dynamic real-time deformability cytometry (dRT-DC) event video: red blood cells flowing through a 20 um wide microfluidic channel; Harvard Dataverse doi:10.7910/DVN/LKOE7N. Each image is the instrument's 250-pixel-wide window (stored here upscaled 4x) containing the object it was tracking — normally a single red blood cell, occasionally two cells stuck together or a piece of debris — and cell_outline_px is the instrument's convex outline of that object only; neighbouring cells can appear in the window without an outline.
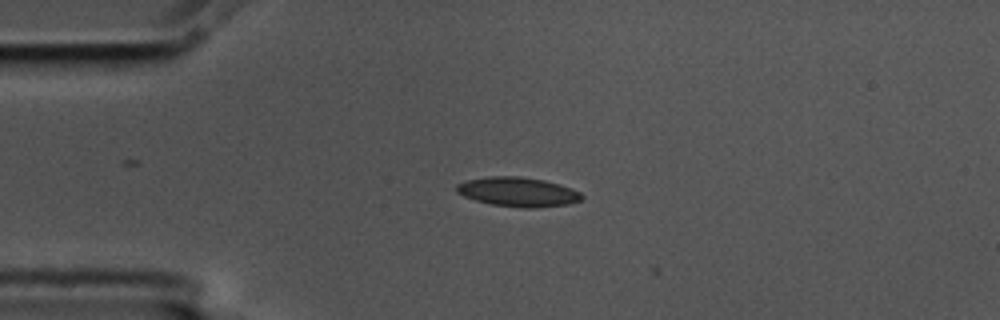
{"species": "common noctule bat (a hibernating species)", "species_latin": "Nyctalus noctula", "temperature_condition": "cold", "stored_images_in_passage": 9, "camera_frame_rate_fps": 3000, "um_per_image_px": 0.085, "animal": {"sex": "male", "body_mass_g": 17.5, "forearm_length_mm": 52.3}, "frame": {"image": 1, "passage_image": 4, "time_ms": 1.0, "image_size_px": [1000, 320], "cell_outline_px": [[584, 196], [580, 200], [568, 204], [536, 208], [524, 208], [492, 204], [476, 200], [464, 196], [456, 192], [456, 184], [468, 180], [488, 176], [520, 176], [544, 180], [560, 184], [572, 188], [580, 192]], "centroid_in_image_um": [44.04, 16.31], "position_along_channel_um": 41.0, "area_um2": 21.44}}